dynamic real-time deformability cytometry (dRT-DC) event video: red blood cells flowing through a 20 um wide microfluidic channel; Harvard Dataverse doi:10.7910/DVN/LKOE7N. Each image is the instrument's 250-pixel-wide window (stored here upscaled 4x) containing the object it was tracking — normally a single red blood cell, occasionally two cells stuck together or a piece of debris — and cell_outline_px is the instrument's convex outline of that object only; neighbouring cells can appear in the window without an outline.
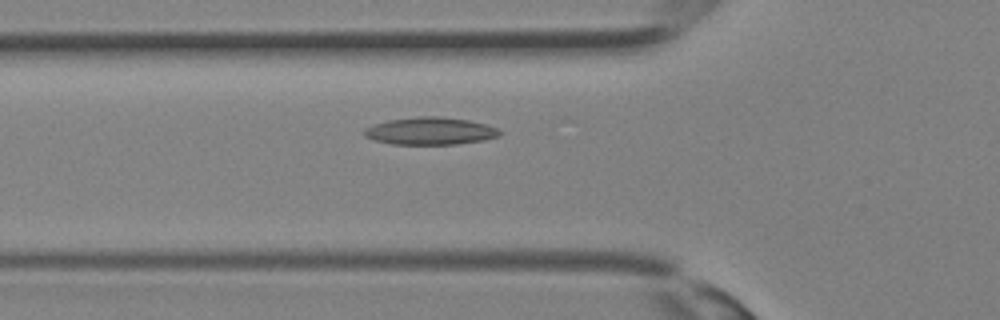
{"species": "Egyptian fruit bat (a non-hibernating species)", "species_latin": "Rousettus aegyptiacus", "temperature_condition": "room temperature", "stored_images_in_passage": 23, "camera_frame_rate_fps": 3000, "um_per_image_px": 0.085, "animal": {"sex": "female"}, "frame": {"image": 1, "passage_image": 2, "time_ms": 0.333, "image_size_px": [1000, 320], "cell_outline_px": [[500, 136], [484, 140], [456, 144], [392, 144], [376, 140], [364, 136], [360, 132], [364, 128], [388, 120], [416, 116], [440, 116], [468, 120], [484, 124], [496, 128], [500, 132]], "centroid_in_image_um": [36.53, 11.13], "position_along_channel_um": 89.3, "area_um2": 21.62}}
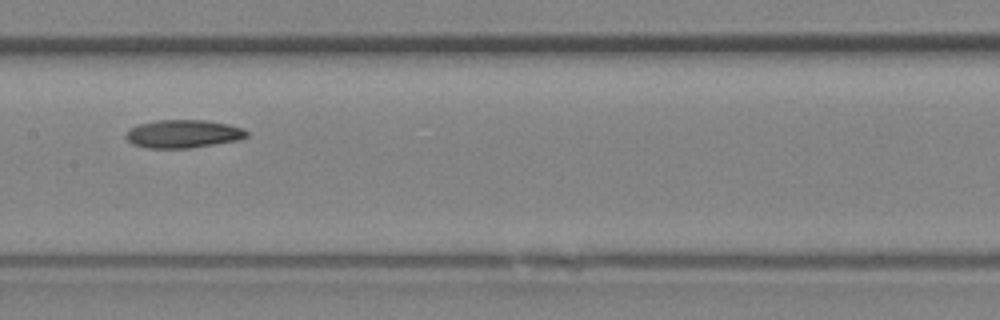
{"frame": {"image": 2, "passage_image": 7, "time_ms": 2.0, "image_size_px": [1000, 320], "cell_outline_px": [[248, 136], [236, 140], [192, 148], [148, 148], [132, 144], [124, 136], [124, 132], [128, 128], [140, 124], [156, 120], [208, 120], [228, 124], [244, 128], [248, 132]], "centroid_in_image_um": [15.54, 11.37], "position_along_channel_um": 191.9, "area_um2": 19.94}}
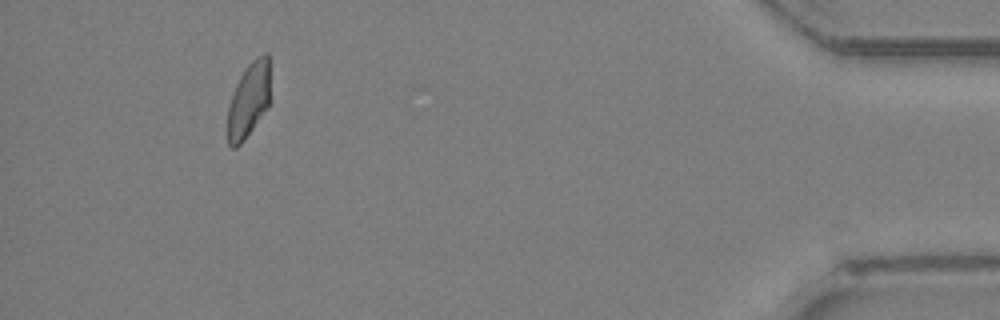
{"frame": {"image": 3, "passage_image": 21, "time_ms": 6.667, "image_size_px": [1000, 320], "cell_outline_px": [[268, 108], [244, 140], [236, 148], [232, 148], [228, 144], [228, 108], [232, 92], [244, 68], [256, 56], [264, 52], [268, 52]], "centroid_in_image_um": [21.12, 8.5], "position_along_channel_um": 414.1, "area_um2": 18.5}}